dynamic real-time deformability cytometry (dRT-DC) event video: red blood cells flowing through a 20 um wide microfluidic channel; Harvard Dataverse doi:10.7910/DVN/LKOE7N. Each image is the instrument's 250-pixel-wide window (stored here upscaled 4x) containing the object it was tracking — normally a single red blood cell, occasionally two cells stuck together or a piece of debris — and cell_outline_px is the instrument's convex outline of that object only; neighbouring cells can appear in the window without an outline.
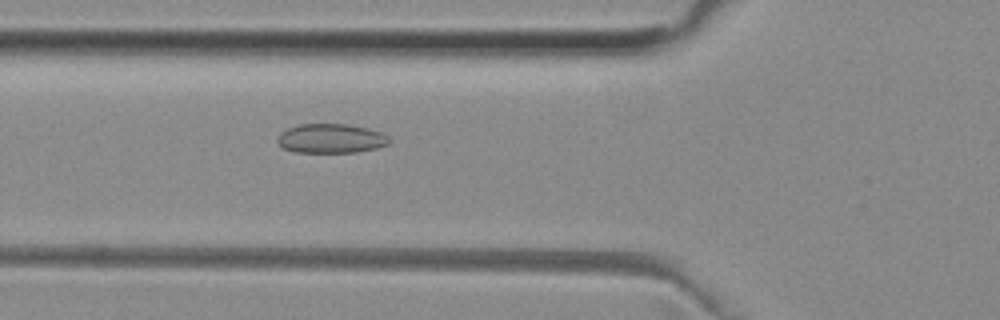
{"species": "common noctule bat (a hibernating species)", "species_latin": "Nyctalus noctula", "temperature_condition": "room temperature", "stored_images_in_passage": 42, "camera_frame_rate_fps": 3000, "um_per_image_px": 0.085, "animal": {"sex": "female", "body_mass_g": 29.2, "forearm_length_mm": 56.3}, "frame": {"image": 1, "passage_image": 19, "time_ms": 6.0, "image_size_px": [1000, 320], "cell_outline_px": [[392, 140], [388, 144], [376, 148], [356, 152], [296, 152], [284, 148], [276, 140], [276, 136], [280, 132], [288, 128], [300, 124], [348, 124], [368, 128], [380, 132], [388, 136]], "centroid_in_image_um": [28.13, 11.76], "position_along_channel_um": 97.7, "area_um2": 19.13}}
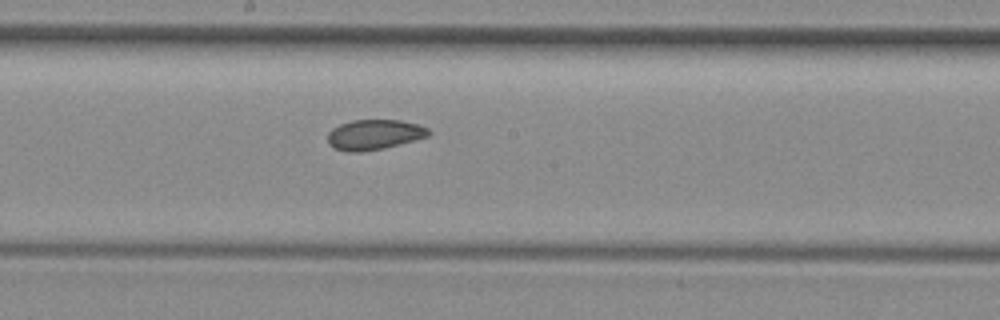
{"frame": {"image": 2, "passage_image": 28, "time_ms": 9.0, "image_size_px": [1000, 320], "cell_outline_px": [[432, 132], [428, 136], [384, 148], [360, 152], [348, 152], [336, 148], [328, 144], [328, 132], [332, 128], [340, 124], [352, 120], [400, 120], [416, 124], [428, 128]], "centroid_in_image_um": [31.79, 11.44], "position_along_channel_um": 216.4, "area_um2": 17.63}}
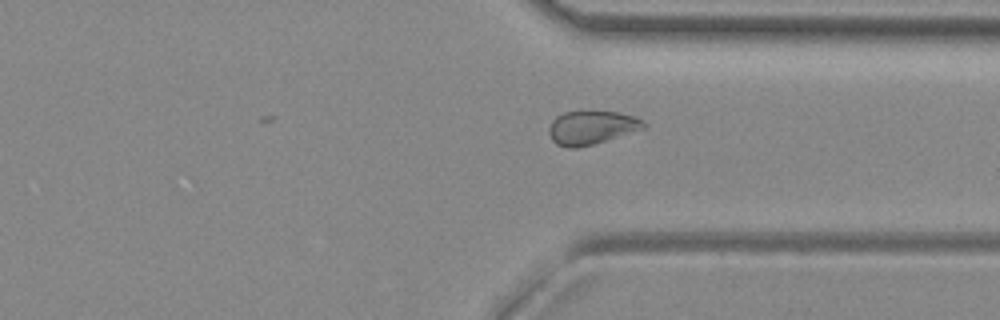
{"frame": {"image": 3, "passage_image": 39, "time_ms": 12.667, "image_size_px": [1000, 320], "cell_outline_px": [[648, 124], [644, 128], [592, 144], [576, 148], [568, 148], [556, 144], [552, 140], [548, 132], [548, 128], [552, 120], [556, 116], [564, 112], [616, 112], [632, 116], [644, 120]], "centroid_in_image_um": [50.24, 10.85], "position_along_channel_um": 361.2, "area_um2": 18.26}, "authors_computed_cell_mechanics": {"area_um2": 19.1318, "velocity_mm_per_s": 3.945, "shape_relaxation_time_tau1_ms": null, "shape_relaxation_time_tau2_ms": 3.8886, "deformation_change_tau1": null, "deformation_change_tau2": 0.0734}}